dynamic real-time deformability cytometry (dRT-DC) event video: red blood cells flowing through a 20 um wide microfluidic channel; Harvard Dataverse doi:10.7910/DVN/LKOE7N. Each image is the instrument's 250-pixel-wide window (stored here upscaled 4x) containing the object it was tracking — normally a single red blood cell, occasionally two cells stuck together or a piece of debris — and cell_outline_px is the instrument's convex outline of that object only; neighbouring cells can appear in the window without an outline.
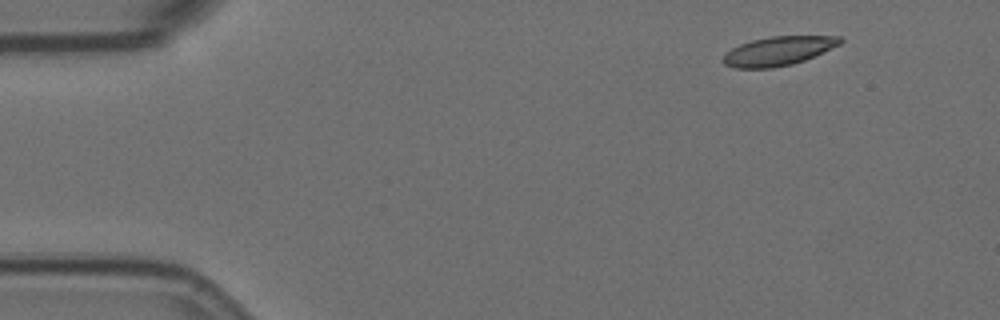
{"species": "Egyptian fruit bat (a non-hibernating species)", "species_latin": "Rousettus aegyptiacus", "temperature_condition": "room temperature", "stored_images_in_passage": 4, "camera_frame_rate_fps": 3000, "um_per_image_px": 0.085, "animal": {"sex": "female"}, "frame": {"image": 1, "passage_image": 1, "time_ms": 0.0, "image_size_px": [1000, 320], "cell_outline_px": [[844, 40], [840, 44], [804, 60], [792, 64], [772, 68], [732, 68], [724, 64], [724, 56], [732, 48], [740, 44], [752, 40], [772, 36], [840, 36]], "centroid_in_image_um": [66.15, 4.33], "position_along_channel_um": 18.8, "area_um2": 19.54}}
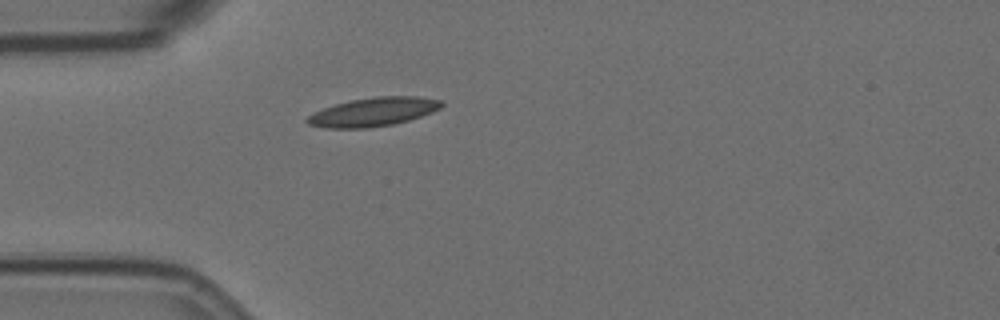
{"frame": {"image": 2, "passage_image": 4, "time_ms": 3.333, "image_size_px": [1000, 320], "cell_outline_px": [[444, 104], [440, 108], [432, 112], [408, 120], [392, 124], [368, 128], [324, 128], [308, 124], [304, 120], [308, 116], [324, 108], [336, 104], [352, 100], [376, 96], [416, 96], [440, 100]], "centroid_in_image_um": [31.72, 9.51], "position_along_channel_um": 53.3, "area_um2": 22.25}}